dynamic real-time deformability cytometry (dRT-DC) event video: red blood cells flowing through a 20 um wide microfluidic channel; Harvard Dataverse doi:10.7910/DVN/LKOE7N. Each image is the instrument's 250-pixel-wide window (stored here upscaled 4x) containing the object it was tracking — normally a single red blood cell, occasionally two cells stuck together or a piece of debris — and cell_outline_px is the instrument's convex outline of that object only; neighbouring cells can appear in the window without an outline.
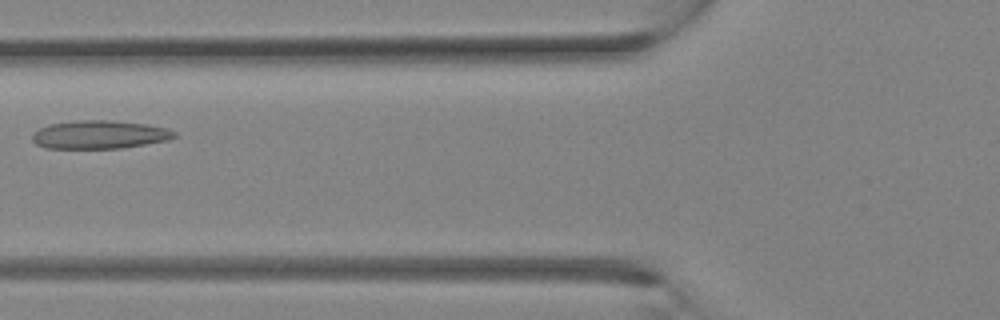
{"species": "Egyptian fruit bat (a non-hibernating species)", "species_latin": "Rousettus aegyptiacus", "temperature_condition": "room temperature", "stored_images_in_passage": 29, "camera_frame_rate_fps": 3000, "um_per_image_px": 0.085, "animal": {"sex": "female"}, "frame": {"image": 1, "passage_image": 9, "time_ms": 2.667, "image_size_px": [1000, 320], "cell_outline_px": [[176, 136], [168, 140], [120, 148], [44, 148], [36, 144], [32, 140], [32, 132], [48, 124], [76, 120], [108, 120], [144, 124], [168, 128], [176, 132]], "centroid_in_image_um": [8.42, 11.44], "position_along_channel_um": 117.4, "area_um2": 23.41}}
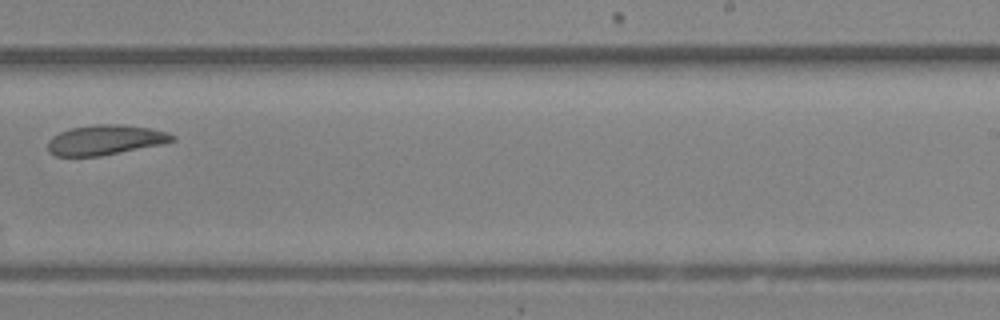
{"frame": {"image": 2, "passage_image": 17, "time_ms": 5.333, "image_size_px": [1000, 320], "cell_outline_px": [[176, 140], [164, 144], [100, 156], [56, 156], [48, 152], [48, 140], [52, 136], [60, 132], [72, 128], [96, 124], [124, 124], [152, 128], [168, 132], [176, 136]], "centroid_in_image_um": [8.99, 11.89], "position_along_channel_um": 280.0, "area_um2": 21.96}}
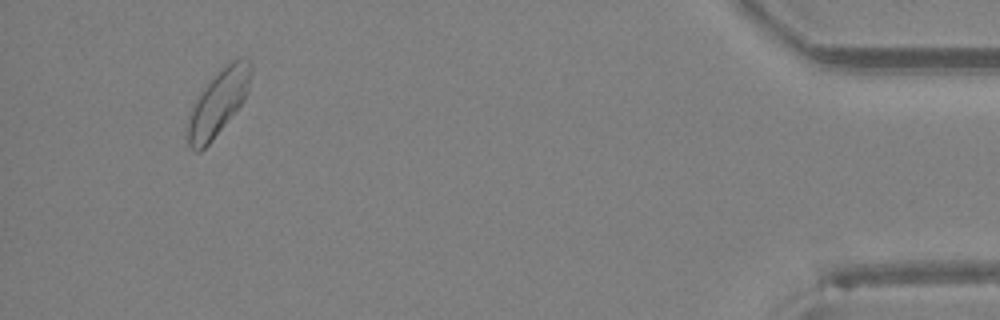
{"frame": {"image": 3, "passage_image": 27, "time_ms": 8.667, "image_size_px": [1000, 320], "cell_outline_px": [[252, 72], [248, 92], [244, 100], [212, 140], [200, 152], [196, 152], [188, 144], [184, 132], [184, 128], [188, 112], [196, 96], [212, 76], [228, 60], [240, 56], [252, 60]], "centroid_in_image_um": [18.5, 8.68], "position_along_channel_um": 416.7, "area_um2": 25.14}}